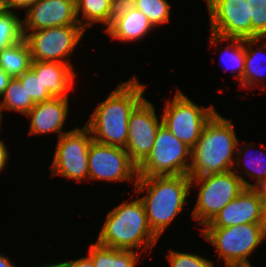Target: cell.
<instances>
[{
	"instance_id": "obj_20",
	"label": "cell",
	"mask_w": 266,
	"mask_h": 267,
	"mask_svg": "<svg viewBox=\"0 0 266 267\" xmlns=\"http://www.w3.org/2000/svg\"><path fill=\"white\" fill-rule=\"evenodd\" d=\"M117 3V0H75L79 24L86 31L88 27H93L94 23H100L105 27V31L111 24Z\"/></svg>"
},
{
	"instance_id": "obj_33",
	"label": "cell",
	"mask_w": 266,
	"mask_h": 267,
	"mask_svg": "<svg viewBox=\"0 0 266 267\" xmlns=\"http://www.w3.org/2000/svg\"><path fill=\"white\" fill-rule=\"evenodd\" d=\"M8 149L6 148L5 142L1 139L0 140V173L4 171L7 167L8 160H9V153Z\"/></svg>"
},
{
	"instance_id": "obj_11",
	"label": "cell",
	"mask_w": 266,
	"mask_h": 267,
	"mask_svg": "<svg viewBox=\"0 0 266 267\" xmlns=\"http://www.w3.org/2000/svg\"><path fill=\"white\" fill-rule=\"evenodd\" d=\"M90 180L110 182H131L135 187L137 167L131 162L122 147L100 144L92 141L88 151Z\"/></svg>"
},
{
	"instance_id": "obj_28",
	"label": "cell",
	"mask_w": 266,
	"mask_h": 267,
	"mask_svg": "<svg viewBox=\"0 0 266 267\" xmlns=\"http://www.w3.org/2000/svg\"><path fill=\"white\" fill-rule=\"evenodd\" d=\"M18 79L20 80L21 85L25 87L28 96H30L35 104L54 98L47 88L44 87L39 76H36L31 69L24 72L20 77H18Z\"/></svg>"
},
{
	"instance_id": "obj_9",
	"label": "cell",
	"mask_w": 266,
	"mask_h": 267,
	"mask_svg": "<svg viewBox=\"0 0 266 267\" xmlns=\"http://www.w3.org/2000/svg\"><path fill=\"white\" fill-rule=\"evenodd\" d=\"M22 32L32 60L55 61L74 68L70 58L86 31L81 25H67Z\"/></svg>"
},
{
	"instance_id": "obj_5",
	"label": "cell",
	"mask_w": 266,
	"mask_h": 267,
	"mask_svg": "<svg viewBox=\"0 0 266 267\" xmlns=\"http://www.w3.org/2000/svg\"><path fill=\"white\" fill-rule=\"evenodd\" d=\"M191 188L198 190L195 207L191 217L201 226L209 224L227 203L237 197L244 188H253L239 172L231 170L224 173L190 177ZM198 220V221H197Z\"/></svg>"
},
{
	"instance_id": "obj_36",
	"label": "cell",
	"mask_w": 266,
	"mask_h": 267,
	"mask_svg": "<svg viewBox=\"0 0 266 267\" xmlns=\"http://www.w3.org/2000/svg\"><path fill=\"white\" fill-rule=\"evenodd\" d=\"M0 267H16L7 255L0 253Z\"/></svg>"
},
{
	"instance_id": "obj_7",
	"label": "cell",
	"mask_w": 266,
	"mask_h": 267,
	"mask_svg": "<svg viewBox=\"0 0 266 267\" xmlns=\"http://www.w3.org/2000/svg\"><path fill=\"white\" fill-rule=\"evenodd\" d=\"M216 112L213 105L198 106L177 89L173 98H167L161 117L163 125L192 149L200 139L204 126Z\"/></svg>"
},
{
	"instance_id": "obj_10",
	"label": "cell",
	"mask_w": 266,
	"mask_h": 267,
	"mask_svg": "<svg viewBox=\"0 0 266 267\" xmlns=\"http://www.w3.org/2000/svg\"><path fill=\"white\" fill-rule=\"evenodd\" d=\"M93 141L89 129L73 128L58 138L50 176H62L77 182H89L88 151Z\"/></svg>"
},
{
	"instance_id": "obj_23",
	"label": "cell",
	"mask_w": 266,
	"mask_h": 267,
	"mask_svg": "<svg viewBox=\"0 0 266 267\" xmlns=\"http://www.w3.org/2000/svg\"><path fill=\"white\" fill-rule=\"evenodd\" d=\"M31 53L24 37L0 52V67L11 77L18 78L30 69Z\"/></svg>"
},
{
	"instance_id": "obj_40",
	"label": "cell",
	"mask_w": 266,
	"mask_h": 267,
	"mask_svg": "<svg viewBox=\"0 0 266 267\" xmlns=\"http://www.w3.org/2000/svg\"><path fill=\"white\" fill-rule=\"evenodd\" d=\"M3 111H2V107H1V104H0V130H1V123H2V115Z\"/></svg>"
},
{
	"instance_id": "obj_37",
	"label": "cell",
	"mask_w": 266,
	"mask_h": 267,
	"mask_svg": "<svg viewBox=\"0 0 266 267\" xmlns=\"http://www.w3.org/2000/svg\"><path fill=\"white\" fill-rule=\"evenodd\" d=\"M262 224L266 230V199H262Z\"/></svg>"
},
{
	"instance_id": "obj_29",
	"label": "cell",
	"mask_w": 266,
	"mask_h": 267,
	"mask_svg": "<svg viewBox=\"0 0 266 267\" xmlns=\"http://www.w3.org/2000/svg\"><path fill=\"white\" fill-rule=\"evenodd\" d=\"M170 267H214V262L191 252L169 249L165 255Z\"/></svg>"
},
{
	"instance_id": "obj_6",
	"label": "cell",
	"mask_w": 266,
	"mask_h": 267,
	"mask_svg": "<svg viewBox=\"0 0 266 267\" xmlns=\"http://www.w3.org/2000/svg\"><path fill=\"white\" fill-rule=\"evenodd\" d=\"M200 235L213 245L224 267L249 265L251 257L266 239L262 223L239 224L231 227H204Z\"/></svg>"
},
{
	"instance_id": "obj_22",
	"label": "cell",
	"mask_w": 266,
	"mask_h": 267,
	"mask_svg": "<svg viewBox=\"0 0 266 267\" xmlns=\"http://www.w3.org/2000/svg\"><path fill=\"white\" fill-rule=\"evenodd\" d=\"M209 44L212 46H218L219 43L224 41L230 42L227 43L226 47L222 49L221 52V62L225 65V68L231 69L234 72V78H237L239 81V87H241V80L245 70V43L244 39L239 38H225L218 35H215L210 32ZM218 44V45H217Z\"/></svg>"
},
{
	"instance_id": "obj_14",
	"label": "cell",
	"mask_w": 266,
	"mask_h": 267,
	"mask_svg": "<svg viewBox=\"0 0 266 267\" xmlns=\"http://www.w3.org/2000/svg\"><path fill=\"white\" fill-rule=\"evenodd\" d=\"M25 11L22 31L80 25L76 16L75 0H36Z\"/></svg>"
},
{
	"instance_id": "obj_26",
	"label": "cell",
	"mask_w": 266,
	"mask_h": 267,
	"mask_svg": "<svg viewBox=\"0 0 266 267\" xmlns=\"http://www.w3.org/2000/svg\"><path fill=\"white\" fill-rule=\"evenodd\" d=\"M135 8L143 12L154 27L168 23L171 6L167 0H127Z\"/></svg>"
},
{
	"instance_id": "obj_21",
	"label": "cell",
	"mask_w": 266,
	"mask_h": 267,
	"mask_svg": "<svg viewBox=\"0 0 266 267\" xmlns=\"http://www.w3.org/2000/svg\"><path fill=\"white\" fill-rule=\"evenodd\" d=\"M87 252L94 267H136L141 260V253L106 247L97 241L89 246Z\"/></svg>"
},
{
	"instance_id": "obj_32",
	"label": "cell",
	"mask_w": 266,
	"mask_h": 267,
	"mask_svg": "<svg viewBox=\"0 0 266 267\" xmlns=\"http://www.w3.org/2000/svg\"><path fill=\"white\" fill-rule=\"evenodd\" d=\"M36 0H6L10 10L28 9Z\"/></svg>"
},
{
	"instance_id": "obj_41",
	"label": "cell",
	"mask_w": 266,
	"mask_h": 267,
	"mask_svg": "<svg viewBox=\"0 0 266 267\" xmlns=\"http://www.w3.org/2000/svg\"><path fill=\"white\" fill-rule=\"evenodd\" d=\"M38 267H55L53 264H43V265H39Z\"/></svg>"
},
{
	"instance_id": "obj_13",
	"label": "cell",
	"mask_w": 266,
	"mask_h": 267,
	"mask_svg": "<svg viewBox=\"0 0 266 267\" xmlns=\"http://www.w3.org/2000/svg\"><path fill=\"white\" fill-rule=\"evenodd\" d=\"M210 32L225 38H252V22L247 0H204Z\"/></svg>"
},
{
	"instance_id": "obj_18",
	"label": "cell",
	"mask_w": 266,
	"mask_h": 267,
	"mask_svg": "<svg viewBox=\"0 0 266 267\" xmlns=\"http://www.w3.org/2000/svg\"><path fill=\"white\" fill-rule=\"evenodd\" d=\"M30 69L39 76L44 87L54 98H70L68 91L75 90V69L65 63L32 60Z\"/></svg>"
},
{
	"instance_id": "obj_34",
	"label": "cell",
	"mask_w": 266,
	"mask_h": 267,
	"mask_svg": "<svg viewBox=\"0 0 266 267\" xmlns=\"http://www.w3.org/2000/svg\"><path fill=\"white\" fill-rule=\"evenodd\" d=\"M12 78L0 67V96L8 87V84Z\"/></svg>"
},
{
	"instance_id": "obj_25",
	"label": "cell",
	"mask_w": 266,
	"mask_h": 267,
	"mask_svg": "<svg viewBox=\"0 0 266 267\" xmlns=\"http://www.w3.org/2000/svg\"><path fill=\"white\" fill-rule=\"evenodd\" d=\"M2 111H13L26 115L35 105L18 78H12L0 96Z\"/></svg>"
},
{
	"instance_id": "obj_8",
	"label": "cell",
	"mask_w": 266,
	"mask_h": 267,
	"mask_svg": "<svg viewBox=\"0 0 266 267\" xmlns=\"http://www.w3.org/2000/svg\"><path fill=\"white\" fill-rule=\"evenodd\" d=\"M191 152L190 147L162 124L149 156L137 168V177L188 175Z\"/></svg>"
},
{
	"instance_id": "obj_30",
	"label": "cell",
	"mask_w": 266,
	"mask_h": 267,
	"mask_svg": "<svg viewBox=\"0 0 266 267\" xmlns=\"http://www.w3.org/2000/svg\"><path fill=\"white\" fill-rule=\"evenodd\" d=\"M252 22V38H266V0H247Z\"/></svg>"
},
{
	"instance_id": "obj_39",
	"label": "cell",
	"mask_w": 266,
	"mask_h": 267,
	"mask_svg": "<svg viewBox=\"0 0 266 267\" xmlns=\"http://www.w3.org/2000/svg\"><path fill=\"white\" fill-rule=\"evenodd\" d=\"M228 267H253L252 264L249 265H232V266H228Z\"/></svg>"
},
{
	"instance_id": "obj_19",
	"label": "cell",
	"mask_w": 266,
	"mask_h": 267,
	"mask_svg": "<svg viewBox=\"0 0 266 267\" xmlns=\"http://www.w3.org/2000/svg\"><path fill=\"white\" fill-rule=\"evenodd\" d=\"M266 38L244 39L245 43V70L241 80V88H265L266 82ZM265 40V41H262ZM261 41V42H260ZM263 42V43H262ZM265 42V43H264ZM261 43V44H260ZM255 44L257 46H255ZM261 46V47H260ZM256 47V49H254ZM263 60V61H262ZM263 84V85H262Z\"/></svg>"
},
{
	"instance_id": "obj_1",
	"label": "cell",
	"mask_w": 266,
	"mask_h": 267,
	"mask_svg": "<svg viewBox=\"0 0 266 267\" xmlns=\"http://www.w3.org/2000/svg\"><path fill=\"white\" fill-rule=\"evenodd\" d=\"M146 86L134 76L120 82L105 100L97 104L85 124L93 141L126 147L130 113L144 98Z\"/></svg>"
},
{
	"instance_id": "obj_24",
	"label": "cell",
	"mask_w": 266,
	"mask_h": 267,
	"mask_svg": "<svg viewBox=\"0 0 266 267\" xmlns=\"http://www.w3.org/2000/svg\"><path fill=\"white\" fill-rule=\"evenodd\" d=\"M239 145H241V143H240V141L238 142V145H237V149H236V160H235V164H234V167H233V171H236V173H237V171H239L241 174H245L247 177H249V178H253L254 179V181H255V183L253 184V188L257 185V184H259L262 180H264V179H266V164H265V156H266V147L264 146L263 148L261 147V148H259L260 150L262 149V150H264V151H261L260 153L262 154V155H264L265 154V156L263 157L261 154H259V155H257V156H252L251 155V153H250V155H249V149H252V147L253 148H255L254 146V144L252 145L251 143L250 144H246V146H245V144H244V147H240ZM246 150V152L247 153H245V155H244V151ZM252 152V151H251ZM263 152H264V154H263ZM247 154L249 155V159L247 158L248 156H247ZM241 155L243 156H245L247 159H248V161H243V159H241ZM245 157H243V158H245ZM254 157H256V158H254ZM246 159V160H247ZM264 159V160H263ZM241 162H243V166L241 165L242 163ZM246 167V171H242L243 169L242 168H245ZM236 169V170H235Z\"/></svg>"
},
{
	"instance_id": "obj_35",
	"label": "cell",
	"mask_w": 266,
	"mask_h": 267,
	"mask_svg": "<svg viewBox=\"0 0 266 267\" xmlns=\"http://www.w3.org/2000/svg\"><path fill=\"white\" fill-rule=\"evenodd\" d=\"M254 189L257 191L261 199H266V179L257 184Z\"/></svg>"
},
{
	"instance_id": "obj_17",
	"label": "cell",
	"mask_w": 266,
	"mask_h": 267,
	"mask_svg": "<svg viewBox=\"0 0 266 267\" xmlns=\"http://www.w3.org/2000/svg\"><path fill=\"white\" fill-rule=\"evenodd\" d=\"M69 98H52L48 101L36 103L25 115L30 119L28 134L41 135L57 133V137L69 131H63L69 114Z\"/></svg>"
},
{
	"instance_id": "obj_38",
	"label": "cell",
	"mask_w": 266,
	"mask_h": 267,
	"mask_svg": "<svg viewBox=\"0 0 266 267\" xmlns=\"http://www.w3.org/2000/svg\"><path fill=\"white\" fill-rule=\"evenodd\" d=\"M9 7L7 5L6 0H0V14L9 11Z\"/></svg>"
},
{
	"instance_id": "obj_3",
	"label": "cell",
	"mask_w": 266,
	"mask_h": 267,
	"mask_svg": "<svg viewBox=\"0 0 266 267\" xmlns=\"http://www.w3.org/2000/svg\"><path fill=\"white\" fill-rule=\"evenodd\" d=\"M159 239L150 228L143 202L137 196L134 200H123L107 213L96 241L106 247L143 253L153 249Z\"/></svg>"
},
{
	"instance_id": "obj_4",
	"label": "cell",
	"mask_w": 266,
	"mask_h": 267,
	"mask_svg": "<svg viewBox=\"0 0 266 267\" xmlns=\"http://www.w3.org/2000/svg\"><path fill=\"white\" fill-rule=\"evenodd\" d=\"M231 119L218 111L203 128L200 139L191 152L190 177L224 173L233 170L239 139ZM235 157V158H234Z\"/></svg>"
},
{
	"instance_id": "obj_2",
	"label": "cell",
	"mask_w": 266,
	"mask_h": 267,
	"mask_svg": "<svg viewBox=\"0 0 266 267\" xmlns=\"http://www.w3.org/2000/svg\"><path fill=\"white\" fill-rule=\"evenodd\" d=\"M134 189L143 202L150 228L159 238L184 210L192 190L189 175L137 177Z\"/></svg>"
},
{
	"instance_id": "obj_31",
	"label": "cell",
	"mask_w": 266,
	"mask_h": 267,
	"mask_svg": "<svg viewBox=\"0 0 266 267\" xmlns=\"http://www.w3.org/2000/svg\"><path fill=\"white\" fill-rule=\"evenodd\" d=\"M53 265L55 267H94L92 258L88 254L76 260L55 262Z\"/></svg>"
},
{
	"instance_id": "obj_16",
	"label": "cell",
	"mask_w": 266,
	"mask_h": 267,
	"mask_svg": "<svg viewBox=\"0 0 266 267\" xmlns=\"http://www.w3.org/2000/svg\"><path fill=\"white\" fill-rule=\"evenodd\" d=\"M153 29L155 30V27L143 12L128 1H120L117 3L111 24L105 32L113 40L132 43L143 40Z\"/></svg>"
},
{
	"instance_id": "obj_12",
	"label": "cell",
	"mask_w": 266,
	"mask_h": 267,
	"mask_svg": "<svg viewBox=\"0 0 266 267\" xmlns=\"http://www.w3.org/2000/svg\"><path fill=\"white\" fill-rule=\"evenodd\" d=\"M156 114L155 105L145 97L134 107L128 121L127 144L124 148L131 162L138 168L149 156L162 117Z\"/></svg>"
},
{
	"instance_id": "obj_27",
	"label": "cell",
	"mask_w": 266,
	"mask_h": 267,
	"mask_svg": "<svg viewBox=\"0 0 266 267\" xmlns=\"http://www.w3.org/2000/svg\"><path fill=\"white\" fill-rule=\"evenodd\" d=\"M22 20L16 11L0 14V52L23 38Z\"/></svg>"
},
{
	"instance_id": "obj_15",
	"label": "cell",
	"mask_w": 266,
	"mask_h": 267,
	"mask_svg": "<svg viewBox=\"0 0 266 267\" xmlns=\"http://www.w3.org/2000/svg\"><path fill=\"white\" fill-rule=\"evenodd\" d=\"M262 199L254 188L241 193L221 209L204 227H231L239 224L262 223Z\"/></svg>"
}]
</instances>
